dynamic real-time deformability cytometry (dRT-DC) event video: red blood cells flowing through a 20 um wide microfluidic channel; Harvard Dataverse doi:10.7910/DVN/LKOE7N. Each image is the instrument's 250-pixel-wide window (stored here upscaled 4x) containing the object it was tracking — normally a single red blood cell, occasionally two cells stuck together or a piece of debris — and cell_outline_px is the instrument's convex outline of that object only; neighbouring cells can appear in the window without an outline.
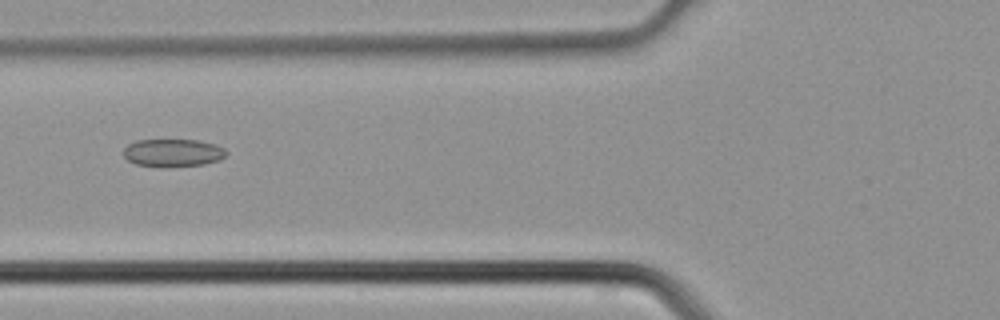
{"species": "common noctule bat (a hibernating species)", "species_latin": "Nyctalus noctula", "temperature_condition": "cold", "stored_images_in_passage": 5, "camera_frame_rate_fps": 3000, "um_per_image_px": 0.085, "animal": {"sex": "male", "body_mass_g": 21.5, "forearm_length_mm": 52.0}, "frame": {"image": 1, "passage_image": 5, "time_ms": 1.333, "image_size_px": [1000, 320], "cell_outline_px": [[228, 152], [220, 160], [204, 164], [160, 168], [136, 164], [128, 160], [124, 156], [124, 148], [128, 144], [136, 140], [196, 140], [216, 144], [224, 148]], "centroid_in_image_um": [14.7, 13.0], "position_along_channel_um": 111.1, "area_um2": 16.82}}